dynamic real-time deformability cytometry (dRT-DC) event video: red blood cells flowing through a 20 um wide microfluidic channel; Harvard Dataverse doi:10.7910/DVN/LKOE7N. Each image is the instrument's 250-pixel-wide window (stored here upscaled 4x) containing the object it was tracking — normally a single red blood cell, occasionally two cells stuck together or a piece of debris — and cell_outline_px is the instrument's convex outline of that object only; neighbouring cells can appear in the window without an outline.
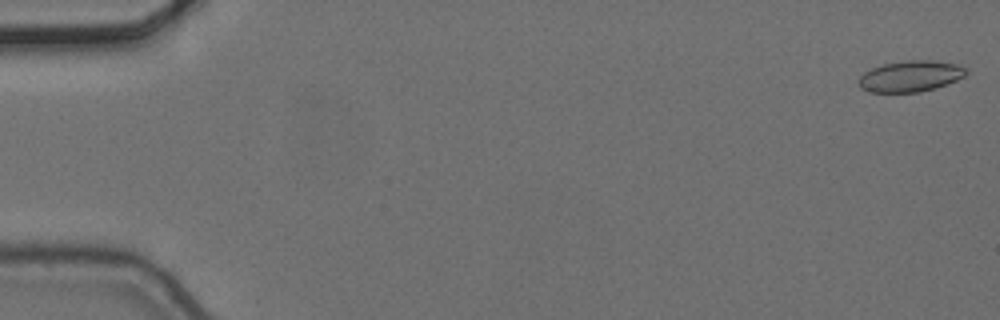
{"species": "common noctule bat (a hibernating species)", "species_latin": "Nyctalus noctula", "temperature_condition": "cold", "stored_images_in_passage": 6, "camera_frame_rate_fps": 3000, "um_per_image_px": 0.085, "animal": {"sex": "female", "body_mass_g": 24.6, "forearm_length_mm": 56.2}, "frame": {"image": 1, "passage_image": 1, "time_ms": 0.0, "image_size_px": [1000, 320], "cell_outline_px": [[968, 72], [964, 76], [956, 80], [936, 88], [920, 92], [872, 92], [860, 88], [860, 76], [864, 72], [872, 68], [884, 64], [908, 60], [932, 60], [960, 64], [968, 68]], "centroid_in_image_um": [77.44, 6.47], "position_along_channel_um": 7.6, "area_um2": 19.48}}
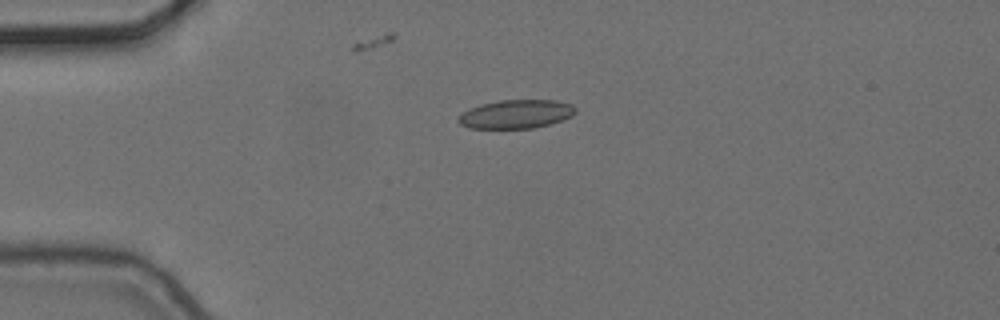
{"frame": {"image": 2, "passage_image": 4, "time_ms": 1.0, "image_size_px": [1000, 320], "cell_outline_px": [[576, 112], [572, 116], [564, 120], [552, 124], [532, 128], [468, 128], [460, 124], [456, 120], [460, 112], [468, 108], [480, 104], [500, 100], [556, 100], [572, 104], [576, 108]], "centroid_in_image_um": [43.85, 9.7], "position_along_channel_um": 41.1, "area_um2": 19.94}}
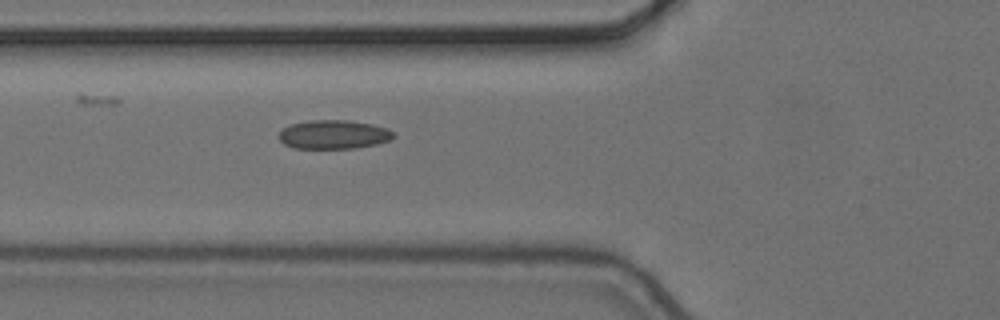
{"frame": {"image": 3, "passage_image": 6, "time_ms": 1.667, "image_size_px": [1000, 320], "cell_outline_px": [[396, 136], [388, 140], [376, 144], [356, 148], [292, 148], [284, 144], [276, 136], [288, 124], [308, 120], [348, 120], [372, 124], [388, 128], [396, 132]], "centroid_in_image_um": [28.35, 11.42], "position_along_channel_um": 97.4, "area_um2": 19.54}}